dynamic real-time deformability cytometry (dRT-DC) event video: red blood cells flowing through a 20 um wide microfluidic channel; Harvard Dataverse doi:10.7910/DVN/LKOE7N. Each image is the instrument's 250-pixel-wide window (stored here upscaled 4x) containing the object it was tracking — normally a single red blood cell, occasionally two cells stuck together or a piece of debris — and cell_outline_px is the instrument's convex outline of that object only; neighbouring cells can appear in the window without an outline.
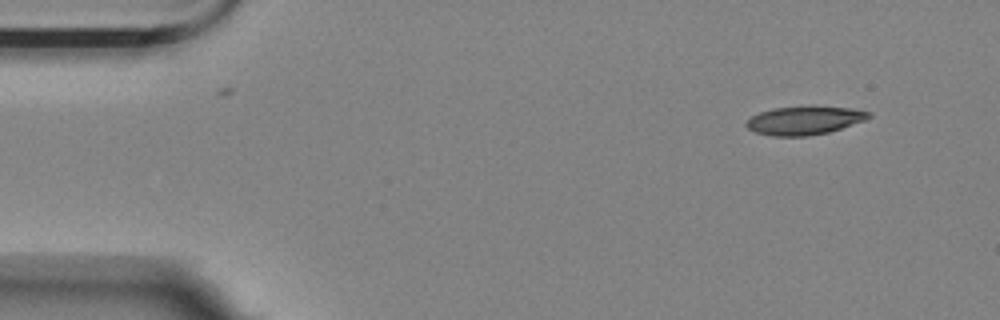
{"species": "Egyptian fruit bat (a non-hibernating species)", "species_latin": "Rousettus aegyptiacus", "temperature_condition": "room temperature", "stored_images_in_passage": 52, "camera_frame_rate_fps": 3000, "um_per_image_px": 0.085, "animal": {"sex": "female"}, "frame": {"image": 1, "passage_image": 1, "time_ms": 0.0, "image_size_px": [1000, 320], "cell_outline_px": [[872, 116], [864, 120], [828, 132], [808, 136], [772, 136], [756, 132], [748, 128], [744, 124], [752, 116], [760, 112], [772, 108], [812, 104], [852, 108], [872, 112]], "centroid_in_image_um": [68.39, 10.2], "position_along_channel_um": 16.6, "area_um2": 20.75}}
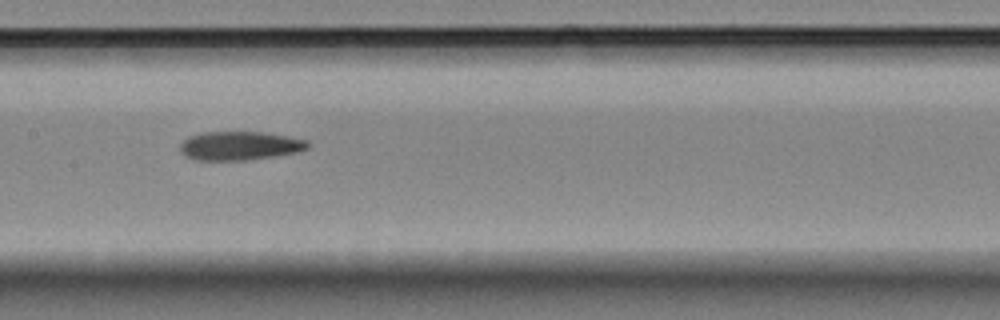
{"frame": {"image": 2, "passage_image": 23, "time_ms": 7.333, "image_size_px": [1000, 320], "cell_outline_px": [[312, 144], [308, 148], [300, 152], [276, 156], [244, 160], [192, 160], [184, 156], [180, 152], [180, 144], [188, 136], [204, 132], [260, 132], [308, 140]], "centroid_in_image_um": [20.37, 12.4], "position_along_channel_um": 187.0, "area_um2": 21.56}}
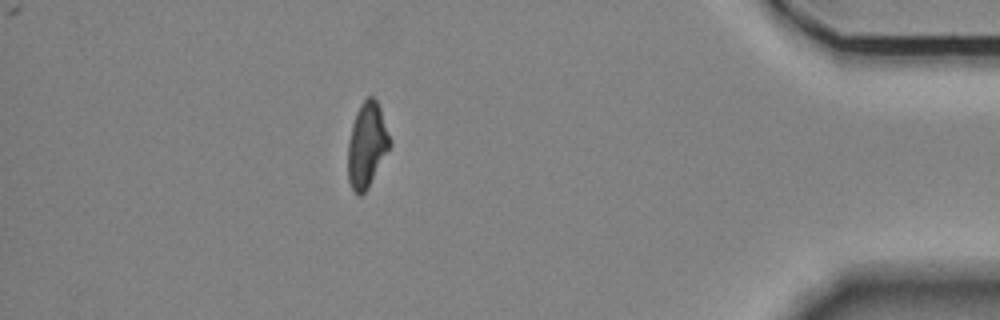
{"frame": {"image": 3, "passage_image": 45, "time_ms": 14.667, "image_size_px": [1000, 320], "cell_outline_px": [[392, 144], [368, 188], [360, 196], [352, 188], [348, 180], [348, 140], [352, 124], [356, 112], [360, 104], [368, 96], [372, 96], [376, 100], [380, 108], [392, 140]], "centroid_in_image_um": [31.2, 12.31], "position_along_channel_um": 404.0, "area_um2": 20.81}, "authors_computed_cell_mechanics": {"area_um2": 21.5594, "velocity_mm_per_s": 3.5681, "shape_relaxation_time_tau1_ms": null, "shape_relaxation_time_tau2_ms": 4.8417, "deformation_change_tau1": null, "deformation_change_tau2": 0.1389}}